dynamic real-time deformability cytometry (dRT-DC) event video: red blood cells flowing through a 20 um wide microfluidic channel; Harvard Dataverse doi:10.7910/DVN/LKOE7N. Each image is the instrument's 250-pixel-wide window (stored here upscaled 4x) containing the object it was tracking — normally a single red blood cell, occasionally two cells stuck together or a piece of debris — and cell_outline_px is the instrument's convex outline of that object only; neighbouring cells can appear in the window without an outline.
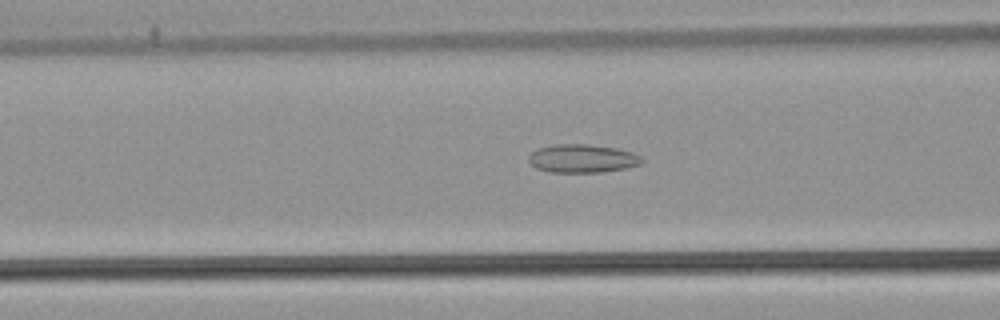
{"species": "common noctule bat (a hibernating species)", "species_latin": "Nyctalus noctula", "temperature_condition": "warm", "stored_images_in_passage": 52, "camera_frame_rate_fps": 3000, "um_per_image_px": 0.085, "animal": {"sex": "male", "body_mass_g": 21.5, "forearm_length_mm": 52.0}, "frame": {"image": 1, "passage_image": 21, "time_ms": 6.667, "image_size_px": [1000, 320], "cell_outline_px": [[644, 160], [640, 164], [628, 168], [600, 172], [552, 172], [536, 168], [528, 160], [528, 156], [536, 148], [556, 144], [588, 144], [616, 148], [632, 152], [640, 156]], "centroid_in_image_um": [49.5, 13.47], "position_along_channel_um": 117.1, "area_um2": 18.73}}
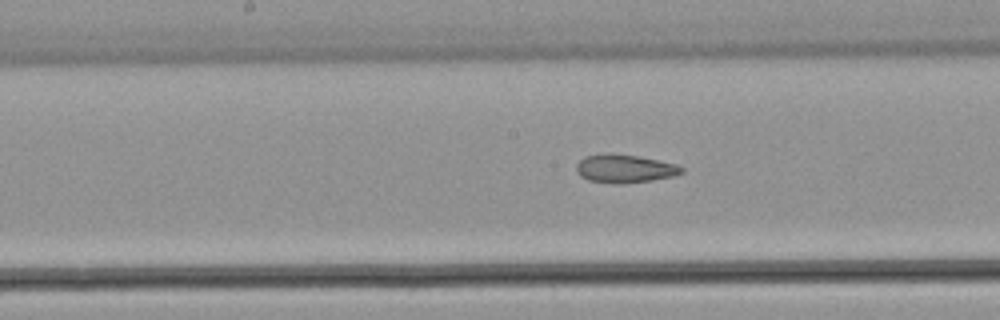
{"frame": {"image": 2, "passage_image": 27, "time_ms": 8.667, "image_size_px": [1000, 320], "cell_outline_px": [[684, 172], [676, 176], [652, 180], [624, 184], [616, 184], [588, 180], [580, 176], [576, 172], [576, 164], [584, 156], [636, 156], [676, 164], [684, 168]], "centroid_in_image_um": [53.14, 14.39], "position_along_channel_um": 195.1, "area_um2": 16.82}}
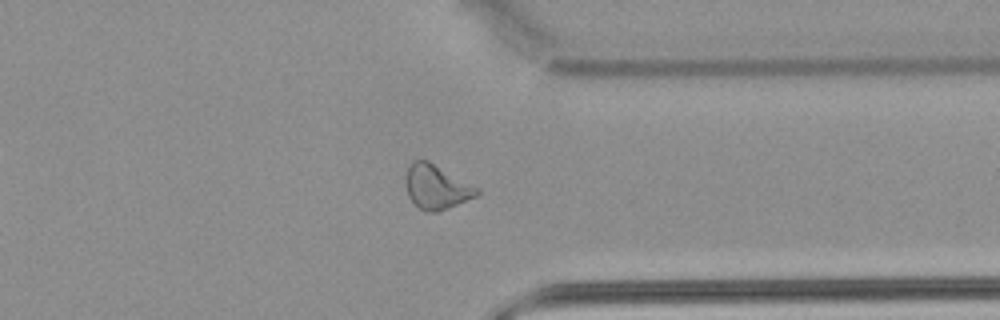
{"frame": {"image": 3, "passage_image": 41, "time_ms": 13.333, "image_size_px": [1000, 320], "cell_outline_px": [[480, 192], [476, 196], [448, 208], [436, 212], [424, 212], [408, 196], [408, 168], [412, 160], [428, 160], [480, 188]], "centroid_in_image_um": [37.15, 15.89], "position_along_channel_um": 374.3, "area_um2": 18.03}, "authors_computed_cell_mechanics": {"area_um2": 19.363, "velocity_mm_per_s": 3.8982, "shape_relaxation_time_tau1_ms": null, "shape_relaxation_time_tau2_ms": 2.3727, "deformation_change_tau1": null, "deformation_change_tau2": 0.1036}}